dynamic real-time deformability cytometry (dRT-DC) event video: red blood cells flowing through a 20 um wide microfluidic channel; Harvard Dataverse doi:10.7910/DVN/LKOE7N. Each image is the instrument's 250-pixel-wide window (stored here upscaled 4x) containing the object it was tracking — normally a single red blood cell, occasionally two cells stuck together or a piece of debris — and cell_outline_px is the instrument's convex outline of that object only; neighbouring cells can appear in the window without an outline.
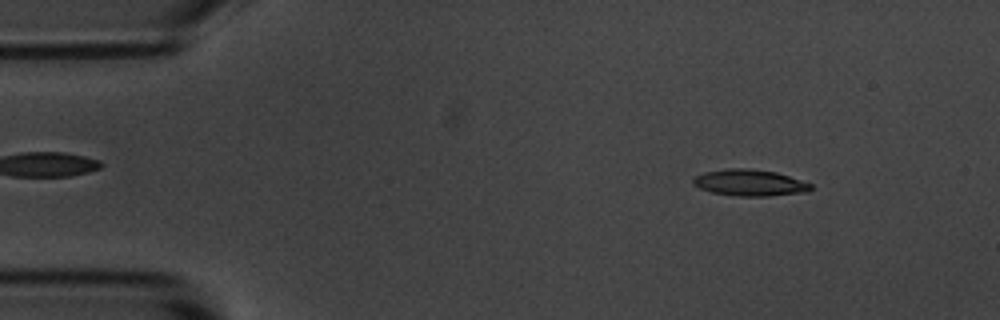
{"species": "common noctule bat (a hibernating species)", "species_latin": "Nyctalus noctula", "temperature_condition": "room temperature", "stored_images_in_passage": 3, "camera_frame_rate_fps": 3000, "um_per_image_px": 0.085, "animal": {"sex": "male", "body_mass_g": 20.1, "forearm_length_mm": 53.5}, "frame": {"image": 1, "passage_image": 1, "time_ms": 0.0, "image_size_px": [1000, 320], "cell_outline_px": [[812, 188], [808, 192], [768, 196], [736, 196], [712, 192], [700, 188], [692, 184], [692, 180], [696, 176], [704, 172], [728, 168], [748, 168], [776, 172], [812, 184]], "centroid_in_image_um": [63.72, 15.53], "position_along_channel_um": 21.3, "area_um2": 18.09}}